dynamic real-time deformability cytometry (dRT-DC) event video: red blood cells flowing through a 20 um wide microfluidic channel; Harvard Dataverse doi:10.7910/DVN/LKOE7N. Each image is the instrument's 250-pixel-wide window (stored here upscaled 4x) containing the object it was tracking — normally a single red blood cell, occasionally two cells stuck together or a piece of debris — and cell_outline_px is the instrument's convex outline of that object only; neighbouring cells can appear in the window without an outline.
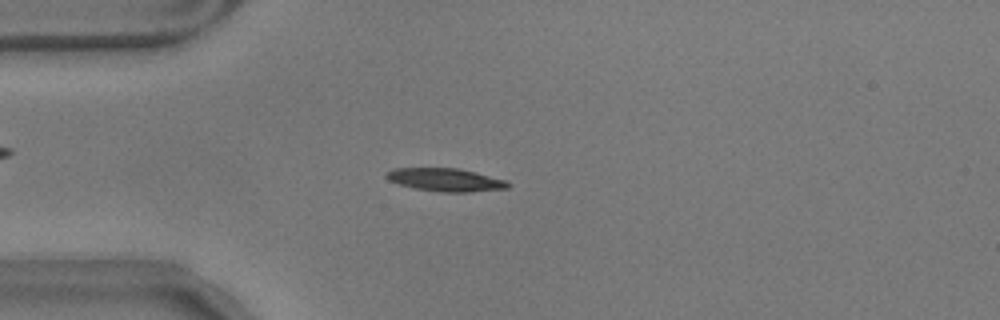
{"species": "common noctule bat (a hibernating species)", "species_latin": "Nyctalus noctula", "temperature_condition": "warm", "stored_images_in_passage": 56, "camera_frame_rate_fps": 3000, "um_per_image_px": 0.085, "animal": {"sex": "male", "body_mass_g": 17.9}, "frame": {"image": 1, "passage_image": 14, "time_ms": 4.333, "image_size_px": [1000, 320], "cell_outline_px": [[512, 184], [508, 188], [468, 192], [440, 192], [416, 188], [400, 184], [388, 180], [384, 176], [392, 168], [456, 168], [476, 172], [508, 180]], "centroid_in_image_um": [37.91, 15.28], "position_along_channel_um": 47.1, "area_um2": 16.36}}
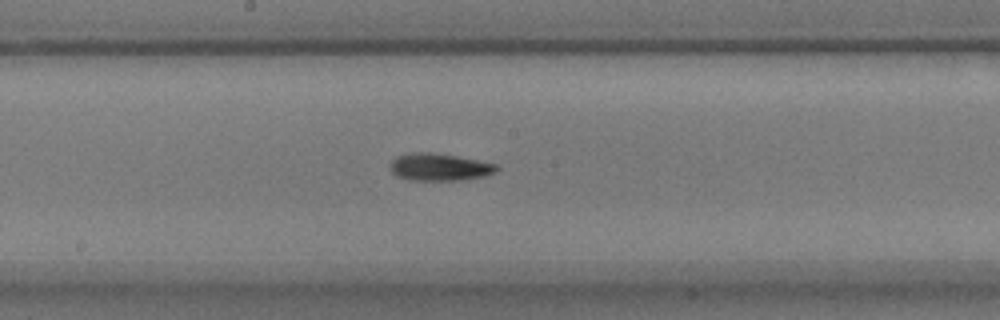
{"frame": {"image": 2, "passage_image": 29, "time_ms": 9.333, "image_size_px": [1000, 320], "cell_outline_px": [[500, 168], [496, 172], [484, 176], [460, 180], [412, 180], [396, 176], [392, 172], [392, 160], [396, 156], [412, 152], [432, 152], [456, 156], [496, 164]], "centroid_in_image_um": [37.36, 14.2], "position_along_channel_um": 210.8, "area_um2": 16.82}}
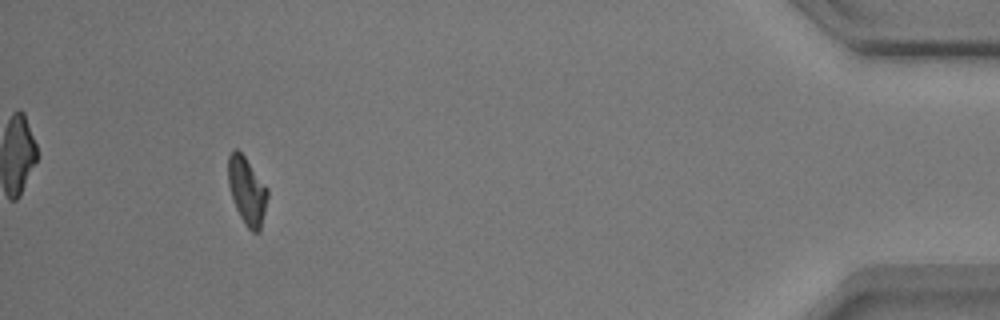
{"frame": {"image": 3, "passage_image": 52, "time_ms": 17.0, "image_size_px": [1000, 320], "cell_outline_px": [[268, 196], [260, 232], [252, 232], [244, 224], [236, 208], [228, 184], [228, 156], [232, 148], [236, 148], [244, 156], [268, 188]], "centroid_in_image_um": [20.99, 16.21], "position_along_channel_um": 414.2, "area_um2": 15.49}, "authors_computed_cell_mechanics": {"area_um2": 15.606, "velocity_mm_per_s": 3.525, "shape_relaxation_time_tau1_ms": 2.4158, "shape_relaxation_time_tau2_ms": 2.9923, "deformation_change_tau1": 0.1337, "deformation_change_tau2": 0.0974}}